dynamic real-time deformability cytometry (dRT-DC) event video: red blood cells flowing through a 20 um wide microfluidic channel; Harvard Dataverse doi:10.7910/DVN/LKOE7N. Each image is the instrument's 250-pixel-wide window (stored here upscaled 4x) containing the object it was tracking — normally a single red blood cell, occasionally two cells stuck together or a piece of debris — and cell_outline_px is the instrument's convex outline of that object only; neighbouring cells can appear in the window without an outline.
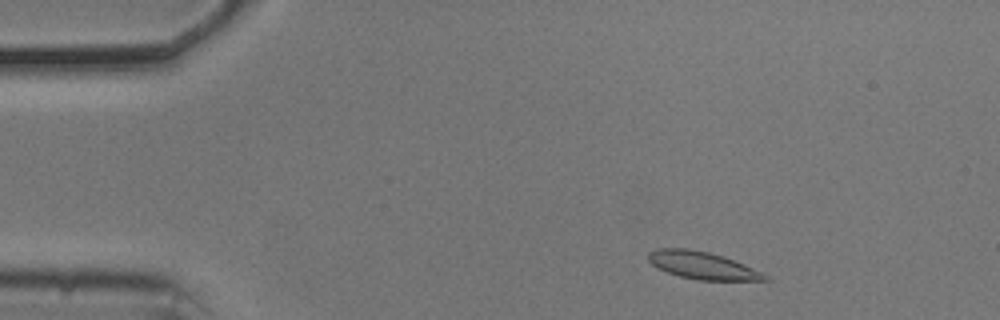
{"species": "common noctule bat (a hibernating species)", "species_latin": "Nyctalus noctula", "temperature_condition": "cold", "stored_images_in_passage": 12, "camera_frame_rate_fps": 3000, "um_per_image_px": 0.085, "animal": {"sex": "male", "body_mass_g": 20.5, "forearm_length_mm": 52.5}, "frame": {"image": 1, "passage_image": 4, "time_ms": 1.0, "image_size_px": [1000, 320], "cell_outline_px": [[772, 280], [696, 280], [680, 276], [656, 268], [648, 260], [648, 252], [656, 248], [688, 248], [708, 252], [744, 264], [764, 272]], "centroid_in_image_um": [59.69, 22.56], "position_along_channel_um": 25.3, "area_um2": 18.61}}